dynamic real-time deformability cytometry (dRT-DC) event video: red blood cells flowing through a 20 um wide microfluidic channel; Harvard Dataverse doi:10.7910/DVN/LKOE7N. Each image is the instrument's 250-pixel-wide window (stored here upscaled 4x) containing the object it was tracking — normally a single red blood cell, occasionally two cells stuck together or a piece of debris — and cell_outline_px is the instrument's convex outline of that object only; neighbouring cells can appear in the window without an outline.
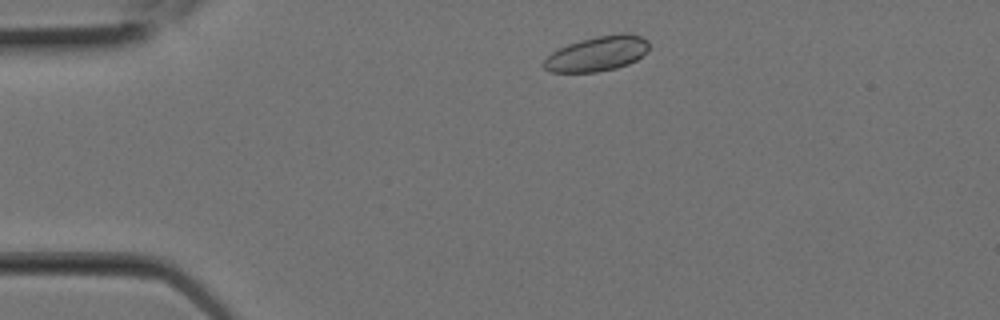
{"species": "Egyptian fruit bat (a non-hibernating species)", "species_latin": "Rousettus aegyptiacus", "temperature_condition": "room temperature", "stored_images_in_passage": 4, "camera_frame_rate_fps": 3000, "um_per_image_px": 0.085, "animal": {"sex": "female"}, "frame": {"image": 1, "passage_image": 2, "time_ms": 0.333, "image_size_px": [1000, 320], "cell_outline_px": [[648, 52], [636, 60], [628, 64], [616, 68], [596, 72], [548, 72], [544, 68], [544, 60], [552, 52], [568, 44], [580, 40], [596, 36], [620, 32], [628, 32], [640, 36], [648, 40]], "centroid_in_image_um": [50.79, 4.55], "position_along_channel_um": 34.2, "area_um2": 21.56}}